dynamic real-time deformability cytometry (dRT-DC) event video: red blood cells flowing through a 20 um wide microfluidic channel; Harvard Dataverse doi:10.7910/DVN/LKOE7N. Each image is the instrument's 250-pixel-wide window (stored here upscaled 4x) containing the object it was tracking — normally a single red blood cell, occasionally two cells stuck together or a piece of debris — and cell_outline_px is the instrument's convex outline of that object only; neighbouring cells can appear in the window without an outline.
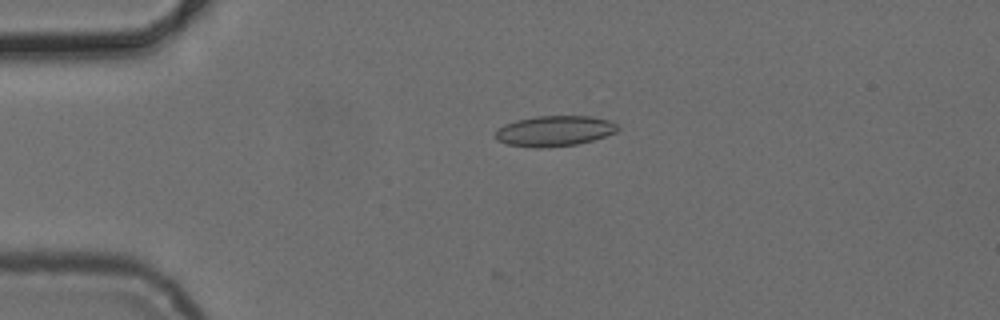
{"species": "common noctule bat (a hibernating species)", "species_latin": "Nyctalus noctula", "temperature_condition": "cold", "stored_images_in_passage": 5, "camera_frame_rate_fps": 3000, "um_per_image_px": 0.085, "animal": {"sex": "female", "body_mass_g": 24.6, "forearm_length_mm": 56.2}, "frame": {"image": 1, "passage_image": 4, "time_ms": 3.667, "image_size_px": [1000, 320], "cell_outline_px": [[620, 128], [616, 132], [592, 140], [576, 144], [548, 148], [532, 148], [504, 144], [496, 140], [496, 128], [504, 124], [516, 120], [536, 116], [592, 116], [608, 120], [616, 124]], "centroid_in_image_um": [47.08, 11.14], "position_along_channel_um": 37.9, "area_um2": 21.96}}